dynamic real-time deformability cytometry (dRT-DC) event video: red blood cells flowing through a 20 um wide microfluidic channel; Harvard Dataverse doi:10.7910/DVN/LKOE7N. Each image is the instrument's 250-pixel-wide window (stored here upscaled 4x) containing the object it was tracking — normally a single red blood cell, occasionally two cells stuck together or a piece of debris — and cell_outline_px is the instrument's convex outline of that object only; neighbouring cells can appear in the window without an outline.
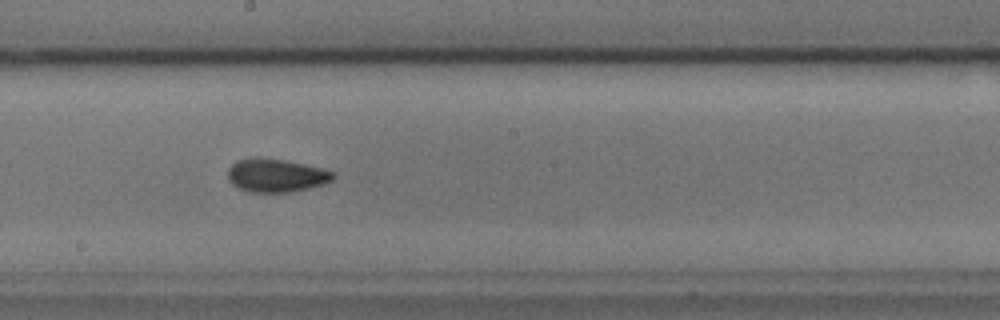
{"species": "common noctule bat (a hibernating species)", "species_latin": "Nyctalus noctula", "temperature_condition": "cold", "stored_images_in_passage": 29, "camera_frame_rate_fps": 3000, "um_per_image_px": 0.085, "animal": {"sex": "male", "body_mass_g": 17.9, "forearm_length_mm": 54.2}, "frame": {"image": 1, "passage_image": 16, "time_ms": 5.0, "image_size_px": [1000, 320], "cell_outline_px": [[336, 176], [332, 180], [324, 184], [292, 192], [248, 192], [236, 188], [228, 180], [228, 168], [236, 160], [256, 156], [284, 160], [324, 168], [336, 172]], "centroid_in_image_um": [23.46, 14.9], "position_along_channel_um": 224.7, "area_um2": 20.87}, "authors_computed_cell_mechanics": {"area_um2": 19.7676, "velocity_mm_per_s": 3.6607, "shape_relaxation_time_tau1_ms": 3.2303, "shape_relaxation_time_tau2_ms": 2.4147, "deformation_change_tau1": 0.0704, "deformation_change_tau2": 0.0663}}